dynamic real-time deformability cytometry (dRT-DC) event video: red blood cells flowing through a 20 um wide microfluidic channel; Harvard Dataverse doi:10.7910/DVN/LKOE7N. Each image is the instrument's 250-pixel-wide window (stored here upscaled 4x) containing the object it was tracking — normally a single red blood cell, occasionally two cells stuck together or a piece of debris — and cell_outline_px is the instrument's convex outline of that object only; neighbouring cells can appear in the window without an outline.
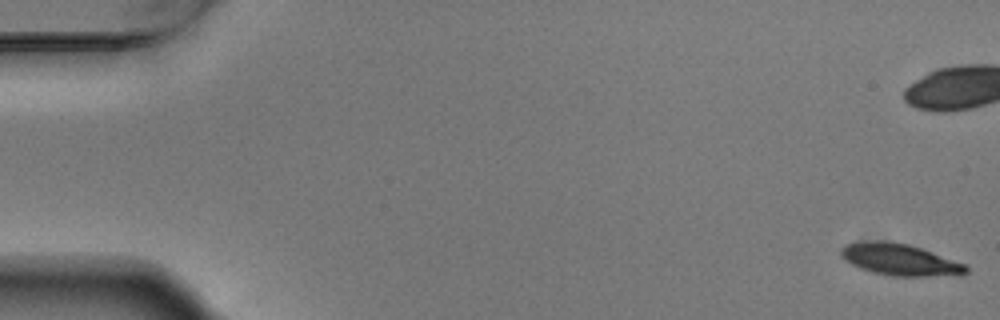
{"species": "Egyptian fruit bat (a non-hibernating species)", "species_latin": "Rousettus aegyptiacus", "temperature_condition": "warm", "stored_images_in_passage": 6, "camera_frame_rate_fps": 3000, "um_per_image_px": 0.085, "animal": {"sex": "male"}, "frame": {"image": 1, "passage_image": 1, "time_ms": 0.0, "image_size_px": [1000, 320], "cell_outline_px": [[968, 272], [964, 276], [892, 276], [872, 272], [860, 268], [844, 260], [840, 256], [840, 248], [844, 244], [864, 240], [880, 240], [908, 244], [920, 248], [964, 264], [968, 268]], "centroid_in_image_um": [76.45, 22.07], "position_along_channel_um": 8.5, "area_um2": 23.29}}